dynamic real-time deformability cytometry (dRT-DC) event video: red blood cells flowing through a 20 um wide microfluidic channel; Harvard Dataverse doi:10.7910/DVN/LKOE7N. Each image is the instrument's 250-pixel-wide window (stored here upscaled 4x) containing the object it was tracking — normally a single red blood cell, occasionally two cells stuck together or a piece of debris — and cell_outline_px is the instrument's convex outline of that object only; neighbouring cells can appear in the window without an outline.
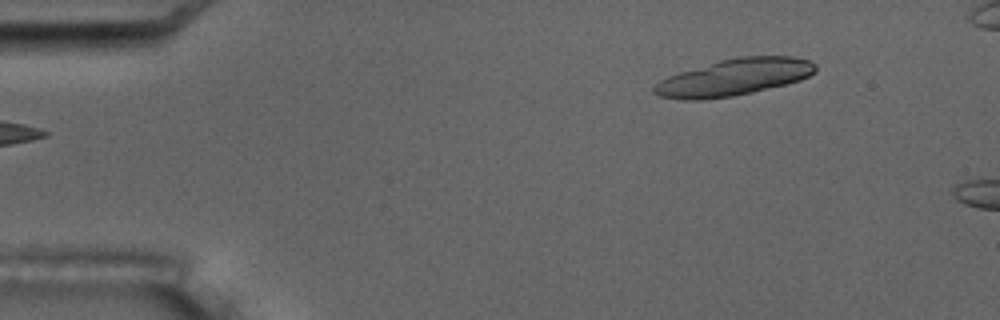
{"species": "common noctule bat (a hibernating species)", "species_latin": "Nyctalus noctula", "temperature_condition": "room temperature", "stored_images_in_passage": 6, "camera_frame_rate_fps": 3000, "um_per_image_px": 0.085, "animal": {"sex": "male", "body_mass_g": 17.5, "forearm_length_mm": 52.3}, "frame": {"image": 1, "passage_image": 6, "time_ms": 6.667, "image_size_px": [1000, 320], "cell_outline_px": [[816, 72], [800, 80], [752, 92], [732, 96], [700, 100], [684, 100], [660, 96], [652, 92], [652, 88], [660, 80], [668, 76], [680, 72], [720, 60], [740, 56], [792, 56], [812, 60], [816, 64]], "centroid_in_image_um": [62.41, 6.56], "position_along_channel_um": 22.6, "area_um2": 34.39}}